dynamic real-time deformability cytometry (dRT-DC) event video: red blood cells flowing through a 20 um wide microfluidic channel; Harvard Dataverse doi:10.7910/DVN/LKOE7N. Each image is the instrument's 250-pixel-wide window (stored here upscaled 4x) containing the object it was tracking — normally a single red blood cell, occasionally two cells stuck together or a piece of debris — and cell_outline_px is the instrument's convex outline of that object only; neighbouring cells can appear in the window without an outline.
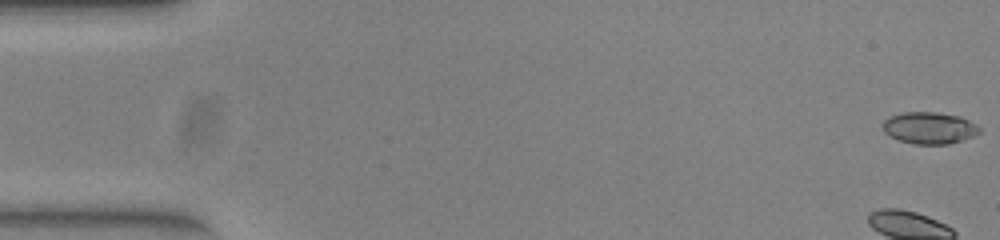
{"species": "common noctule bat (a hibernating species)", "species_latin": "Nyctalus noctula", "temperature_condition": "warm", "stored_images_in_passage": 14, "camera_frame_rate_fps": 3000, "um_per_image_px": 0.085, "animal": {"sex": "female", "body_mass_g": 23.0, "forearm_length_mm": 53.4}, "frame": {"image": 1, "passage_image": 1, "time_ms": 0.0, "image_size_px": [1000, 240], "cell_outline_px": [[980, 132], [964, 140], [948, 144], [916, 144], [900, 140], [884, 132], [884, 120], [888, 116], [900, 112], [936, 112], [960, 116], [976, 124], [980, 128]], "centroid_in_image_um": [79.01, 10.86], "position_along_channel_um": 6.0, "area_um2": 17.86}}